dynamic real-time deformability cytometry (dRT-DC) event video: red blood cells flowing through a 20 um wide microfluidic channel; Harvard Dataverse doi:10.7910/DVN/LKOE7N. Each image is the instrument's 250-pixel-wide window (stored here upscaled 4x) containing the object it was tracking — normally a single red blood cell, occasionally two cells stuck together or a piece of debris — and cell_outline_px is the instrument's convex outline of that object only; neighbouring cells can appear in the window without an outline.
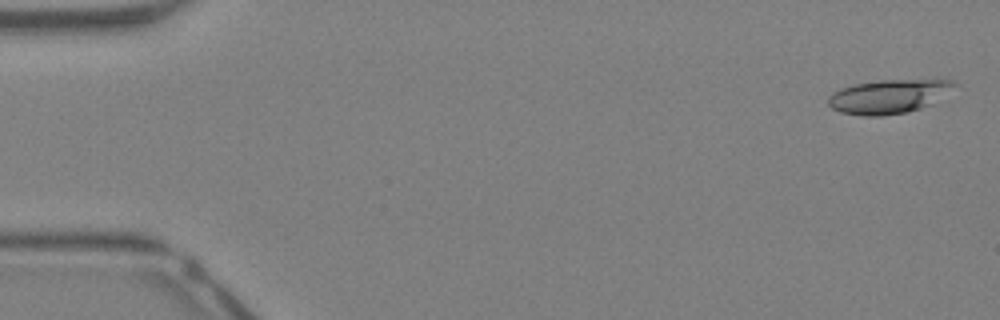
{"species": "Egyptian fruit bat (a non-hibernating species)", "species_latin": "Rousettus aegyptiacus", "temperature_condition": "warm", "stored_images_in_passage": 11, "camera_frame_rate_fps": 3000, "um_per_image_px": 0.085, "animal": {"sex": "female"}, "frame": {"image": 1, "passage_image": 1, "time_ms": 0.0, "image_size_px": [1000, 320], "cell_outline_px": [[956, 84], [928, 104], [920, 108], [908, 112], [880, 116], [864, 116], [840, 112], [832, 108], [828, 104], [828, 96], [832, 92], [840, 88], [852, 84], [880, 80], [940, 76], [952, 80]], "centroid_in_image_um": [75.52, 8.14], "position_along_channel_um": 9.5, "area_um2": 25.43}}
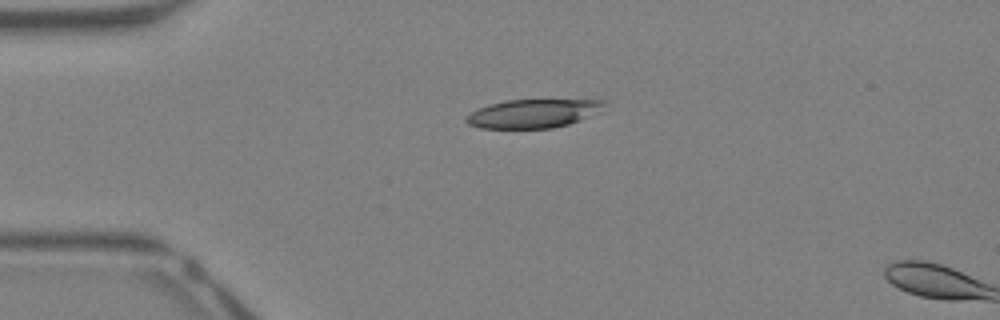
{"frame": {"image": 2, "passage_image": 10, "time_ms": 3.0, "image_size_px": [1000, 320], "cell_outline_px": [[604, 112], [568, 124], [552, 128], [480, 128], [468, 124], [464, 120], [464, 116], [476, 108], [488, 104], [508, 100], [604, 100]], "centroid_in_image_um": [45.31, 9.65], "position_along_channel_um": 39.7, "area_um2": 23.29}}